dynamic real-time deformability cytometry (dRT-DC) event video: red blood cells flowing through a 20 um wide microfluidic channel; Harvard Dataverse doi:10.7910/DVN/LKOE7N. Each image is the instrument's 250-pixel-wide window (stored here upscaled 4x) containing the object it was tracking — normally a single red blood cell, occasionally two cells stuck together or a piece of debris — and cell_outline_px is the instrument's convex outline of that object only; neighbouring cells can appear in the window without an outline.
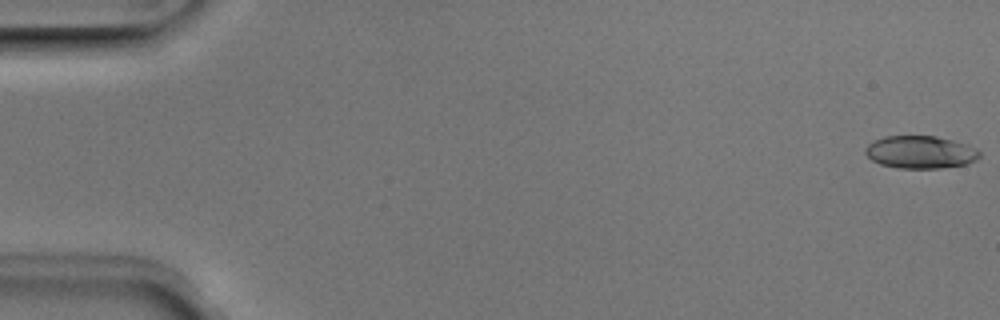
{"species": "Egyptian fruit bat (a non-hibernating species)", "species_latin": "Rousettus aegyptiacus", "temperature_condition": "room temperature", "stored_images_in_passage": 46, "camera_frame_rate_fps": 3000, "um_per_image_px": 0.085, "animal": {"sex": "male"}, "frame": {"image": 1, "passage_image": 1, "time_ms": 0.0, "image_size_px": [1000, 320], "cell_outline_px": [[980, 156], [976, 160], [968, 164], [940, 168], [900, 168], [880, 164], [872, 160], [864, 152], [864, 148], [868, 144], [884, 136], [936, 136], [968, 144], [976, 148], [980, 152]], "centroid_in_image_um": [78.25, 12.93], "position_along_channel_um": 6.7, "area_um2": 21.79}}
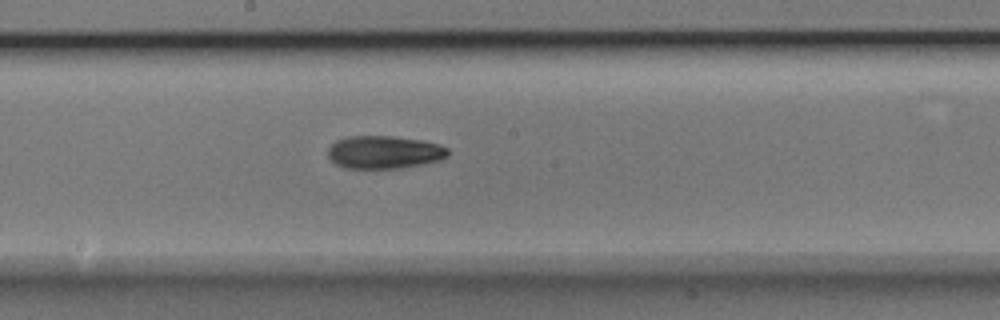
{"frame": {"image": 2, "passage_image": 28, "time_ms": 9.0, "image_size_px": [1000, 320], "cell_outline_px": [[448, 156], [440, 160], [404, 168], [344, 168], [336, 164], [328, 156], [328, 148], [336, 140], [348, 136], [392, 136], [420, 140], [440, 144], [448, 148]], "centroid_in_image_um": [32.66, 12.94], "position_along_channel_um": 215.5, "area_um2": 23.06}}
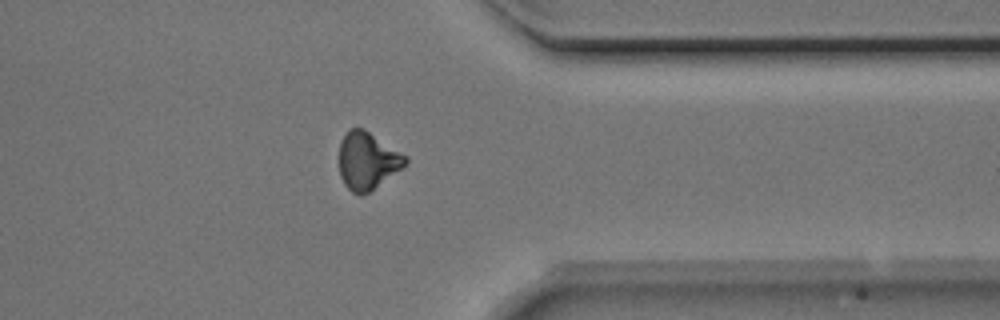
{"frame": {"image": 3, "passage_image": 41, "time_ms": 13.333, "image_size_px": [1000, 320], "cell_outline_px": [[408, 160], [400, 168], [368, 192], [360, 196], [352, 192], [344, 184], [340, 176], [340, 144], [348, 128], [364, 128], [408, 156]], "centroid_in_image_um": [31.21, 13.64], "position_along_channel_um": 380.2, "area_um2": 21.79}}